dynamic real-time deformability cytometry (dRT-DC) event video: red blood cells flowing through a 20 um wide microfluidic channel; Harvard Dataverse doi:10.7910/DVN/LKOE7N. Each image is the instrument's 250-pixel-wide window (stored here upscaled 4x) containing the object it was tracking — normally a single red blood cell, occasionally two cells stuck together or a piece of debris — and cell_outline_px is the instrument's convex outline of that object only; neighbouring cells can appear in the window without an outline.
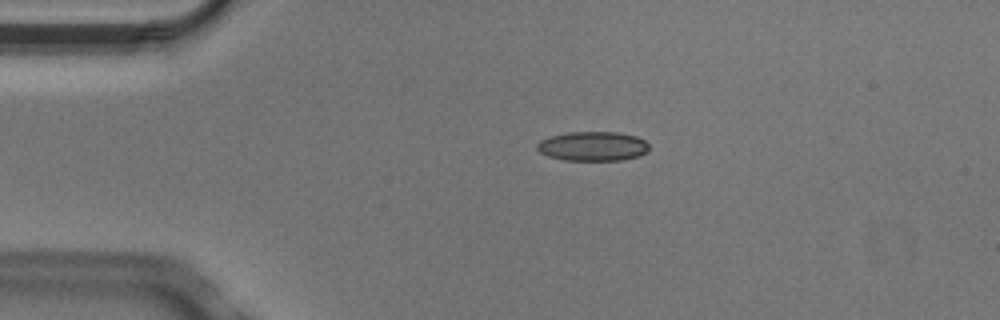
{"species": "Egyptian fruit bat (a non-hibernating species)", "species_latin": "Rousettus aegyptiacus", "temperature_condition": "cold", "stored_images_in_passage": 4, "camera_frame_rate_fps": 3000, "um_per_image_px": 0.085, "animal": {"sex": "male"}, "frame": {"image": 1, "passage_image": 3, "time_ms": 0.667, "image_size_px": [1000, 320], "cell_outline_px": [[648, 152], [640, 156], [620, 160], [564, 160], [548, 156], [540, 152], [536, 148], [536, 144], [540, 140], [552, 136], [568, 132], [616, 132], [636, 136], [644, 140], [648, 144]], "centroid_in_image_um": [50.39, 12.43], "position_along_channel_um": 34.6, "area_um2": 19.19}}